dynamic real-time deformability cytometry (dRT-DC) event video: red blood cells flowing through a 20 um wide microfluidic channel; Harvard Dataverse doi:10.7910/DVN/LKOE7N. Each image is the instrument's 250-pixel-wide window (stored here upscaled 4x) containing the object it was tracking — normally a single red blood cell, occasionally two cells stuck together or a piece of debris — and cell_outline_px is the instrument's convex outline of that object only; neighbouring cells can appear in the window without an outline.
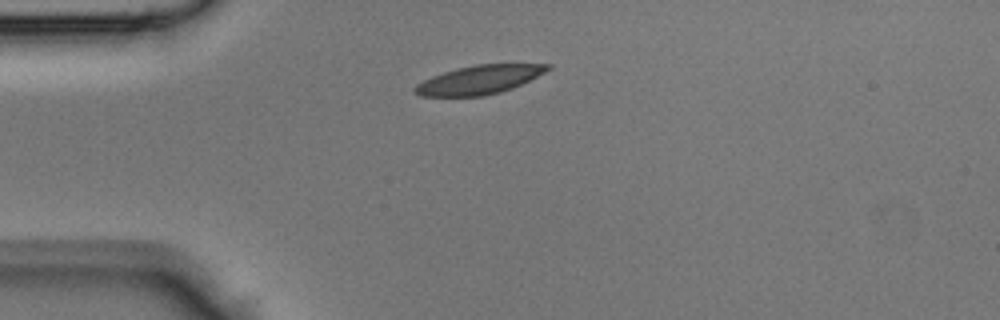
{"species": "Egyptian fruit bat (a non-hibernating species)", "species_latin": "Rousettus aegyptiacus", "temperature_condition": "room temperature", "stored_images_in_passage": 34, "camera_frame_rate_fps": 3000, "um_per_image_px": 0.085, "animal": {"sex": "male"}, "frame": {"image": 1, "passage_image": 1, "time_ms": 0.0, "image_size_px": [1000, 320], "cell_outline_px": [[552, 68], [512, 88], [500, 92], [484, 96], [420, 96], [412, 88], [416, 84], [432, 76], [456, 68], [476, 64], [552, 64]], "centroid_in_image_um": [40.71, 6.77], "position_along_channel_um": 44.3, "area_um2": 22.02}}
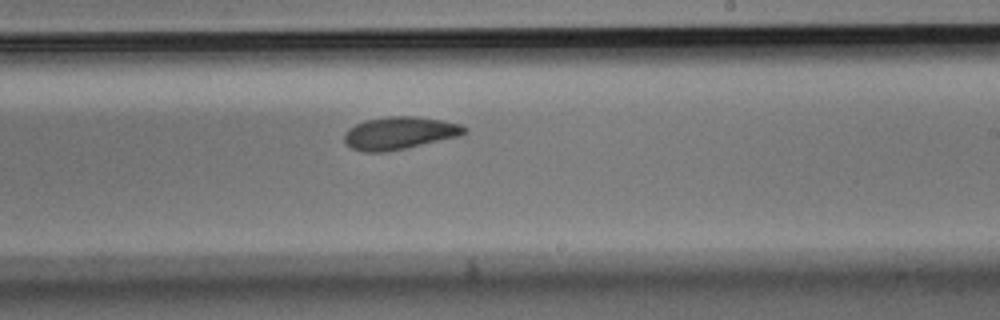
{"frame": {"image": 2, "passage_image": 16, "time_ms": 5.0, "image_size_px": [1000, 320], "cell_outline_px": [[468, 132], [460, 136], [404, 148], [384, 152], [364, 152], [352, 148], [344, 144], [344, 132], [348, 128], [364, 120], [388, 116], [412, 116], [444, 120], [460, 124], [468, 128]], "centroid_in_image_um": [33.95, 11.3], "position_along_channel_um": 255.1, "area_um2": 22.95}}
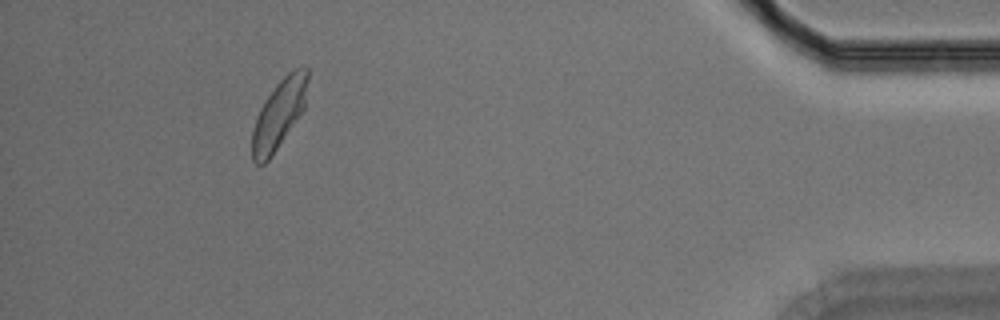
{"frame": {"image": 3, "passage_image": 30, "time_ms": 9.667, "image_size_px": [1000, 320], "cell_outline_px": [[308, 80], [304, 108], [268, 160], [264, 164], [256, 164], [252, 160], [252, 132], [260, 108], [276, 84], [288, 72], [296, 68], [308, 68]], "centroid_in_image_um": [23.7, 9.68], "position_along_channel_um": 411.5, "area_um2": 21.68}}